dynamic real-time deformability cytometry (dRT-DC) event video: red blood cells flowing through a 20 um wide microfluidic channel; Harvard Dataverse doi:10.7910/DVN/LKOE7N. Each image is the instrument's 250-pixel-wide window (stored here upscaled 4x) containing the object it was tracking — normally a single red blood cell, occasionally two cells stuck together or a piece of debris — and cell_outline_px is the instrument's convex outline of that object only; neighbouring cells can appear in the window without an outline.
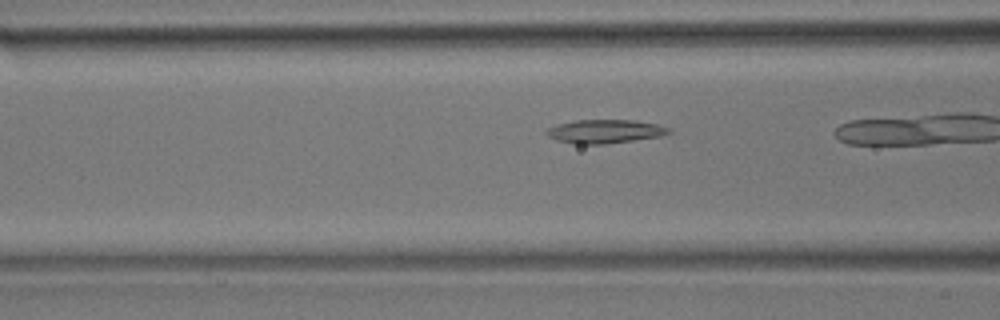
{"species": "common noctule bat (a hibernating species)", "species_latin": "Nyctalus noctula", "temperature_condition": "room temperature", "stored_images_in_passage": 24, "camera_frame_rate_fps": 3000, "um_per_image_px": 0.085, "animal": {"sex": "male", "body_mass_g": 17.9}, "frame": {"image": 1, "passage_image": 17, "time_ms": 5.333, "image_size_px": [1000, 320], "cell_outline_px": [[672, 132], [660, 136], [604, 144], [572, 144], [556, 140], [548, 136], [544, 132], [548, 128], [556, 124], [576, 120], [636, 120], [656, 124], [668, 128]], "centroid_in_image_um": [51.36, 11.17], "position_along_channel_um": 115.2, "area_um2": 16.82}}
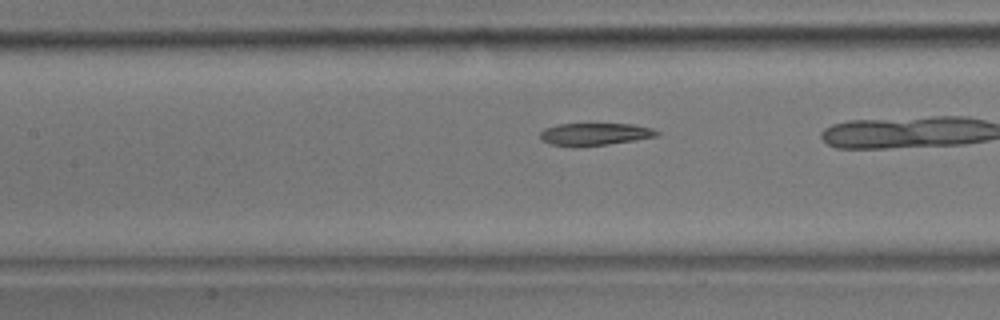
{"frame": {"image": 2, "passage_image": 20, "time_ms": 6.333, "image_size_px": [1000, 320], "cell_outline_px": [[660, 132], [656, 136], [608, 144], [572, 148], [548, 144], [540, 140], [540, 132], [544, 128], [556, 124], [632, 124], [652, 128]], "centroid_in_image_um": [50.45, 11.42], "position_along_channel_um": 157.0, "area_um2": 15.43}}
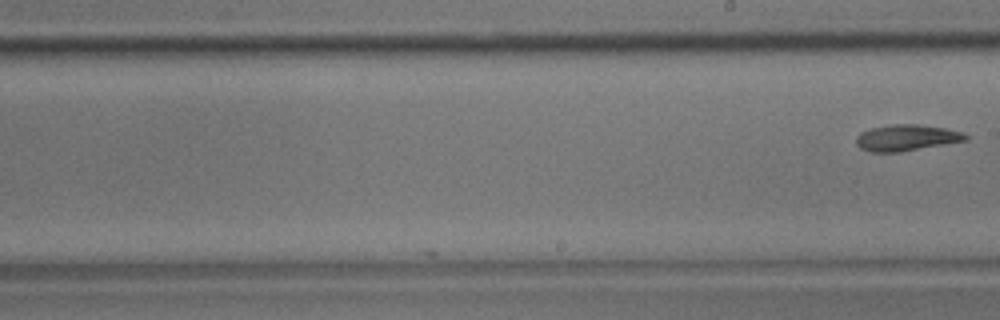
{"frame": {"image": 3, "passage_image": 24, "time_ms": 7.667, "image_size_px": [1000, 320], "cell_outline_px": [[968, 140], [900, 152], [872, 152], [860, 148], [856, 144], [856, 136], [860, 132], [872, 128], [896, 124], [916, 124], [944, 128], [964, 132], [968, 136]], "centroid_in_image_um": [77.05, 11.71], "position_along_channel_um": 211.9, "area_um2": 16.65}}